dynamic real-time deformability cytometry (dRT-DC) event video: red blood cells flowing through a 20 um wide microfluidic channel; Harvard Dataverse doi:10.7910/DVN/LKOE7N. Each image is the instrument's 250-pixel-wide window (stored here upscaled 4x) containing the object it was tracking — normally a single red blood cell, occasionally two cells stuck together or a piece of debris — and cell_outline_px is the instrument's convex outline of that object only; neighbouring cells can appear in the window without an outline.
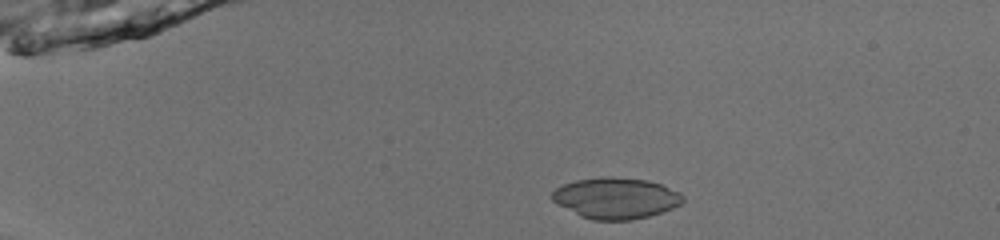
{"species": "common noctule bat (a hibernating species)", "species_latin": "Nyctalus noctula", "temperature_condition": "room temperature", "stored_images_in_passage": 51, "camera_frame_rate_fps": 3000, "um_per_image_px": 0.085, "animal": {"sex": "male", "body_mass_g": 13.0, "forearm_length_mm": 53.1}, "frame": {"image": 1, "passage_image": 11, "time_ms": 3.333, "image_size_px": [1000, 240], "cell_outline_px": [[684, 200], [680, 204], [672, 208], [648, 216], [632, 220], [592, 220], [580, 216], [552, 200], [552, 192], [556, 188], [564, 184], [576, 180], [604, 176], [612, 176], [648, 180], [660, 184], [680, 192], [684, 196]], "centroid_in_image_um": [52.36, 16.83], "position_along_channel_um": 32.6, "area_um2": 31.21}}